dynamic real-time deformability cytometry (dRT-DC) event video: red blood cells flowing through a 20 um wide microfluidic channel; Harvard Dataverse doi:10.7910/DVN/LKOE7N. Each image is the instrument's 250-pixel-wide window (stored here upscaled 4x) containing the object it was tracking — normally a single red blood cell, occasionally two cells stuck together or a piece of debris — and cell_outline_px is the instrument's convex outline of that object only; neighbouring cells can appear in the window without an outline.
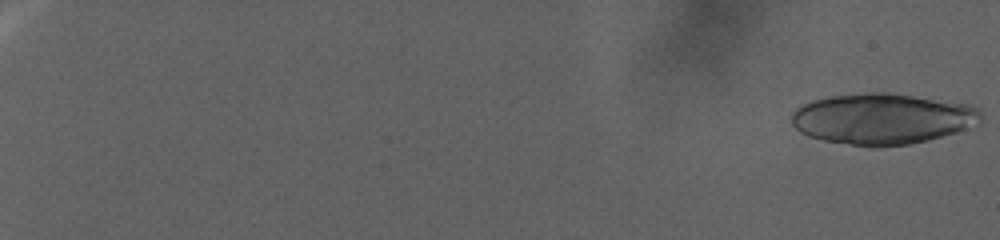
{"species": "human", "species_latin": "Homo sapiens", "temperature_condition": "warm", "stored_images_in_passage": 54, "camera_frame_rate_fps": 3000, "um_per_image_px": 0.085, "donor": {"sex": "female"}, "frame": {"image": 1, "passage_image": 1, "time_ms": 0.0, "image_size_px": [1000, 240], "cell_outline_px": [[980, 124], [956, 132], [928, 140], [908, 144], [876, 148], [872, 148], [824, 140], [808, 136], [800, 132], [792, 124], [792, 112], [796, 108], [812, 100], [832, 96], [868, 92], [884, 92], [968, 104], [976, 108], [980, 112]], "centroid_in_image_um": [74.98, 10.11], "position_along_channel_um": 10.0, "area_um2": 56.07}}
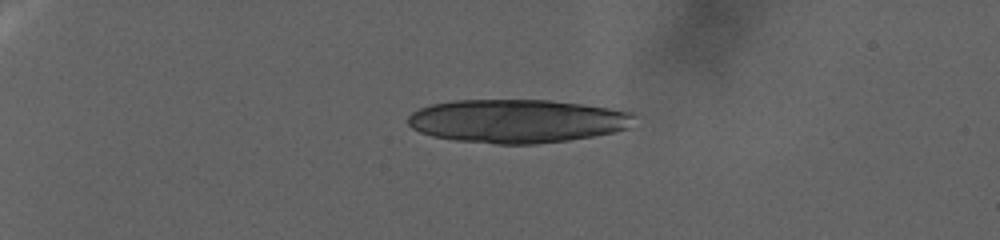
{"frame": {"image": 2, "passage_image": 33, "time_ms": 10.667, "image_size_px": [1000, 240], "cell_outline_px": [[636, 116], [628, 128], [616, 132], [568, 140], [536, 144], [496, 144], [456, 140], [432, 136], [420, 132], [412, 128], [408, 124], [408, 116], [412, 112], [420, 108], [432, 104], [452, 100], [548, 100], [584, 104], [636, 112]], "centroid_in_image_um": [43.98, 10.28], "position_along_channel_um": 41.0, "area_um2": 57.63}}